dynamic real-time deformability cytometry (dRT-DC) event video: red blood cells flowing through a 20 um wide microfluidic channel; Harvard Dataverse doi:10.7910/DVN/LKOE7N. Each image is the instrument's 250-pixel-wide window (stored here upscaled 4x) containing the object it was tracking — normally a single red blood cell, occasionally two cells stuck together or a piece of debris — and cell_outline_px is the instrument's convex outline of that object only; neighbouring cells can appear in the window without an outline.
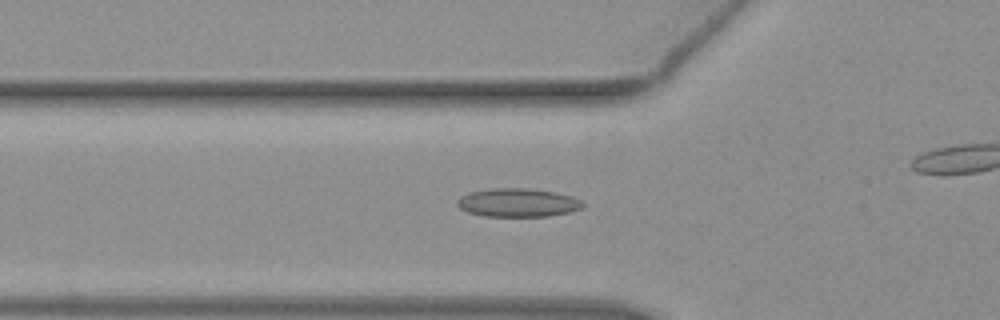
{"species": "common noctule bat (a hibernating species)", "species_latin": "Nyctalus noctula", "temperature_condition": "warm", "stored_images_in_passage": 40, "camera_frame_rate_fps": 3000, "um_per_image_px": 0.085, "animal": {"sex": "female", "body_mass_g": 19.3, "forearm_length_mm": 54.1}, "frame": {"image": 1, "passage_image": 16, "time_ms": 5.0, "image_size_px": [1000, 320], "cell_outline_px": [[584, 204], [580, 208], [568, 212], [548, 216], [484, 216], [468, 212], [460, 208], [456, 204], [456, 200], [460, 196], [468, 192], [492, 188], [528, 188], [556, 192], [572, 196], [580, 200]], "centroid_in_image_um": [43.97, 17.21], "position_along_channel_um": 81.8, "area_um2": 20.87}}
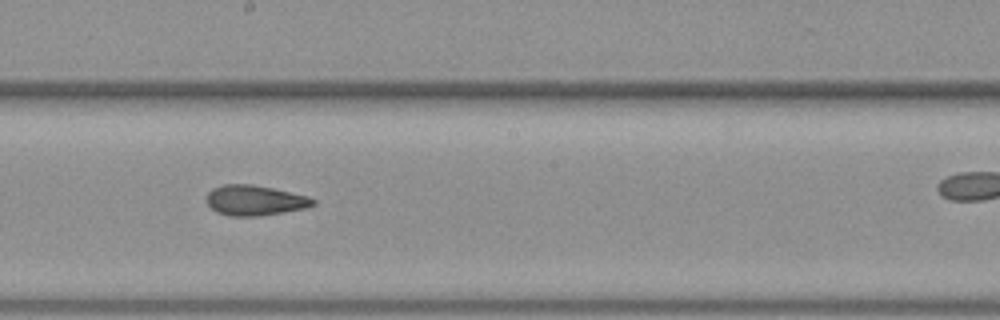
{"frame": {"image": 2, "passage_image": 27, "time_ms": 8.667, "image_size_px": [1000, 320], "cell_outline_px": [[316, 204], [304, 208], [284, 212], [256, 216], [228, 216], [216, 212], [208, 204], [208, 192], [212, 188], [224, 184], [252, 184], [272, 188], [308, 196], [316, 200]], "centroid_in_image_um": [21.66, 17.03], "position_along_channel_um": 226.5, "area_um2": 18.67}}
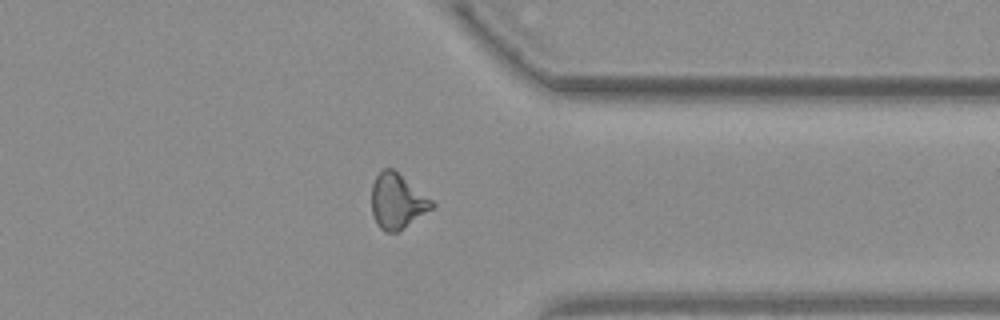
{"frame": {"image": 3, "passage_image": 39, "time_ms": 12.667, "image_size_px": [1000, 320], "cell_outline_px": [[436, 204], [432, 208], [396, 232], [384, 232], [376, 224], [372, 216], [372, 184], [376, 176], [384, 168], [392, 168], [432, 200]], "centroid_in_image_um": [33.72, 17.11], "position_along_channel_um": 377.7, "area_um2": 18.96}}